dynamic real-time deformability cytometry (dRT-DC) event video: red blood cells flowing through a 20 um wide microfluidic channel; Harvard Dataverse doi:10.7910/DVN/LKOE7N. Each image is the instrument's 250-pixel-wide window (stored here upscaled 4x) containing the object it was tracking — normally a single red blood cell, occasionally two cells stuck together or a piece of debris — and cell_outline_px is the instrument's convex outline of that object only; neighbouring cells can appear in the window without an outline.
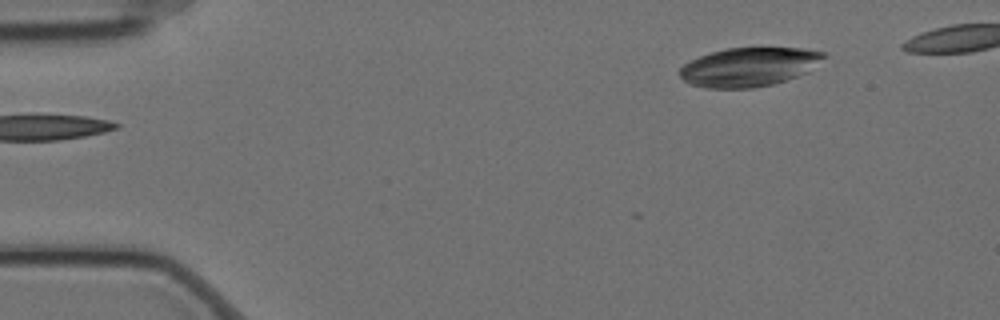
{"species": "Egyptian fruit bat (a non-hibernating species)", "species_latin": "Rousettus aegyptiacus", "temperature_condition": "cold", "stored_images_in_passage": 2, "camera_frame_rate_fps": 3000, "um_per_image_px": 0.085, "animal": {"sex": "female"}, "frame": {"image": 1, "passage_image": 2, "time_ms": 0.333, "image_size_px": [1000, 320], "cell_outline_px": [[828, 56], [808, 72], [772, 84], [752, 88], [708, 88], [688, 84], [680, 76], [680, 68], [688, 60], [712, 52], [728, 48], [760, 44], [804, 48], [824, 52]], "centroid_in_image_um": [63.71, 5.63], "position_along_channel_um": 21.3, "area_um2": 33.76}}